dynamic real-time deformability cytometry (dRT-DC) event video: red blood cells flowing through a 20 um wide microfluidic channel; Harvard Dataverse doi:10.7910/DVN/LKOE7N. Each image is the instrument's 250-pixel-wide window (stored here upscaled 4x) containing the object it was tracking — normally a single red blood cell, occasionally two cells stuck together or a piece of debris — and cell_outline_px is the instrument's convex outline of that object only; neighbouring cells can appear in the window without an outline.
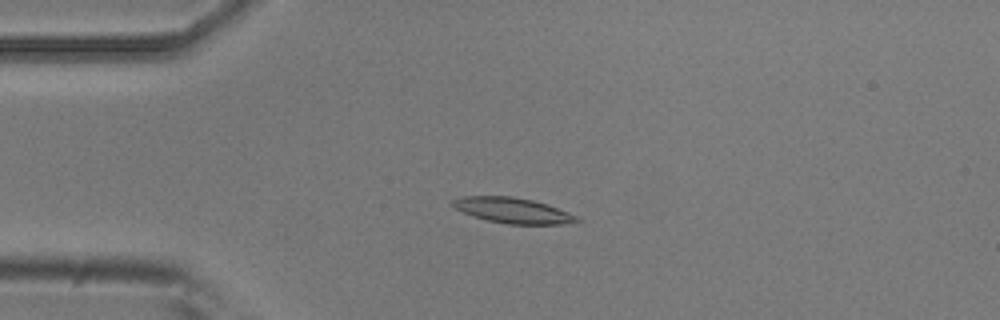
{"species": "common noctule bat (a hibernating species)", "species_latin": "Nyctalus noctula", "temperature_condition": "room temperature", "stored_images_in_passage": 51, "camera_frame_rate_fps": 3000, "um_per_image_px": 0.085, "animal": {"sex": "male", "body_mass_g": 20.5, "forearm_length_mm": 52.5}, "frame": {"image": 1, "passage_image": 12, "time_ms": 3.667, "image_size_px": [1000, 320], "cell_outline_px": [[580, 220], [564, 224], [508, 224], [488, 220], [472, 216], [456, 208], [452, 204], [452, 200], [460, 196], [512, 196], [532, 200], [548, 204], [568, 212], [576, 216]], "centroid_in_image_um": [43.57, 17.88], "position_along_channel_um": 41.4, "area_um2": 18.26}}
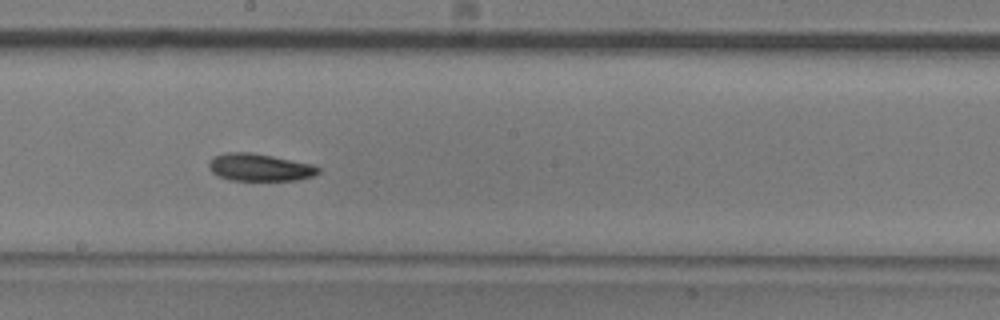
{"frame": {"image": 2, "passage_image": 28, "time_ms": 9.0, "image_size_px": [1000, 320], "cell_outline_px": [[320, 172], [312, 176], [296, 180], [232, 180], [220, 176], [212, 172], [208, 168], [208, 164], [216, 156], [228, 152], [248, 152], [272, 156], [312, 164], [320, 168]], "centroid_in_image_um": [22.09, 14.23], "position_along_channel_um": 226.1, "area_um2": 17.17}}
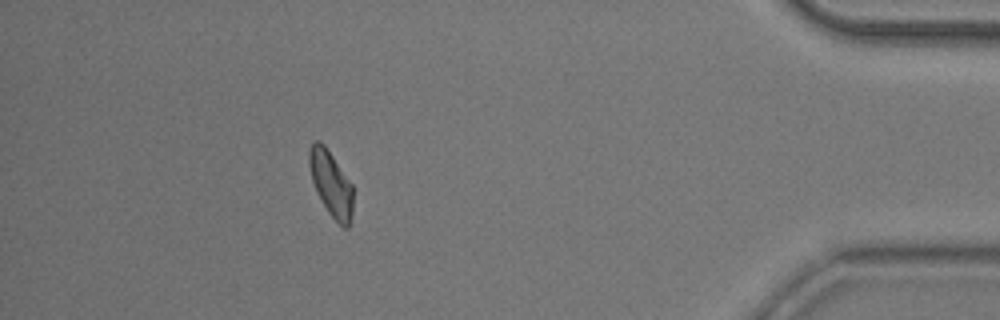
{"frame": {"image": 3, "passage_image": 46, "time_ms": 15.0, "image_size_px": [1000, 320], "cell_outline_px": [[352, 216], [348, 228], [344, 228], [328, 212], [316, 192], [312, 180], [308, 164], [308, 152], [312, 144], [316, 140], [320, 140], [324, 144], [352, 184]], "centroid_in_image_um": [28.12, 15.6], "position_along_channel_um": 407.1, "area_um2": 16.59}, "authors_computed_cell_mechanics": {"area_um2": 17.5134, "velocity_mm_per_s": 3.881, "shape_relaxation_time_tau1_ms": 5.6929, "shape_relaxation_time_tau2_ms": 10.4695, "deformation_change_tau1": 0.141, "deformation_change_tau2": 0.1794}}